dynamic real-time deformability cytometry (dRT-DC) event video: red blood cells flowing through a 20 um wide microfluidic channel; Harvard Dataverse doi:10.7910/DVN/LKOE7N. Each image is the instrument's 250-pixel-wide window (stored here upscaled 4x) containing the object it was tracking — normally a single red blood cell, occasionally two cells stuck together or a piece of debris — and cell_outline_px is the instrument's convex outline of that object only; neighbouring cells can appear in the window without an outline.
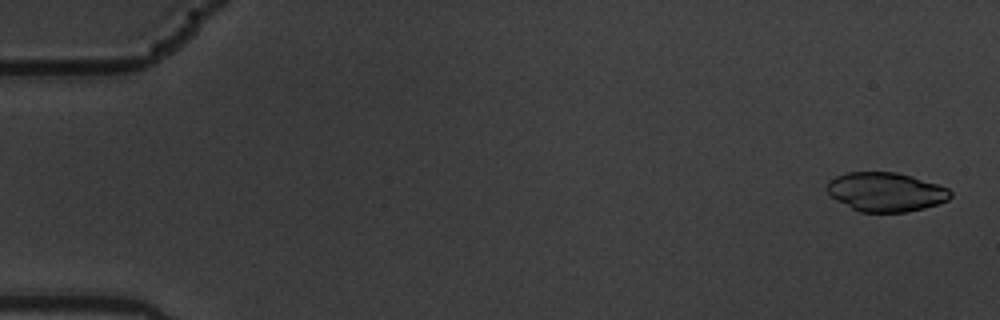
{"species": "common noctule bat (a hibernating species)", "species_latin": "Nyctalus noctula", "temperature_condition": "warm", "stored_images_in_passage": 57, "camera_frame_rate_fps": 3000, "um_per_image_px": 0.085, "animal": {"sex": "male", "body_mass_g": 19.5, "forearm_length_mm": 54.6}, "frame": {"image": 1, "passage_image": 2, "time_ms": 0.333, "image_size_px": [1000, 320], "cell_outline_px": [[952, 196], [948, 200], [924, 208], [904, 212], [860, 212], [836, 200], [824, 188], [828, 180], [836, 176], [848, 172], [896, 172], [912, 176], [948, 188], [952, 192]], "centroid_in_image_um": [75.26, 16.31], "position_along_channel_um": 9.7, "area_um2": 28.09}}